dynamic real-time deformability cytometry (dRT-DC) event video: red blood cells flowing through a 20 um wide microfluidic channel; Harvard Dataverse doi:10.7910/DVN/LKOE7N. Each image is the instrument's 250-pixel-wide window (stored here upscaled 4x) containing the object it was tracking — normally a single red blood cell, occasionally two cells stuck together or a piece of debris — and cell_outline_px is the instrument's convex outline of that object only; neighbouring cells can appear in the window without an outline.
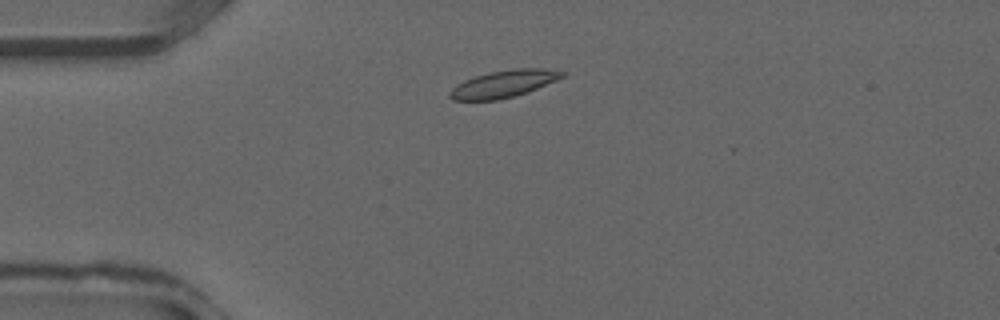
{"species": "common noctule bat (a hibernating species)", "species_latin": "Nyctalus noctula", "temperature_condition": "warm", "stored_images_in_passage": 33, "camera_frame_rate_fps": 3000, "um_per_image_px": 0.085, "animal": {"sex": "male", "forearm_length_mm": 52.5}, "frame": {"image": 1, "passage_image": 5, "time_ms": 1.333, "image_size_px": [1000, 320], "cell_outline_px": [[568, 72], [564, 76], [556, 80], [528, 92], [496, 100], [452, 100], [448, 96], [448, 92], [456, 84], [464, 80], [488, 72], [512, 68], [544, 68]], "centroid_in_image_um": [42.8, 7.11], "position_along_channel_um": 42.2, "area_um2": 17.86}}
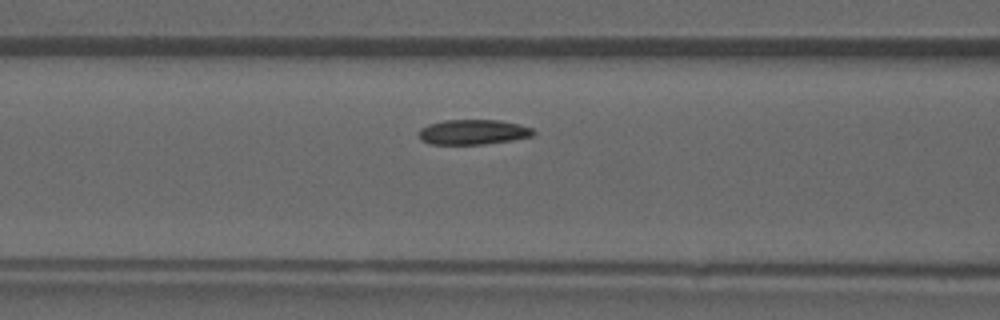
{"frame": {"image": 2, "passage_image": 11, "time_ms": 3.333, "image_size_px": [1000, 320], "cell_outline_px": [[536, 132], [532, 136], [512, 140], [484, 144], [428, 144], [420, 140], [420, 128], [428, 124], [444, 120], [500, 120], [520, 124], [532, 128]], "centroid_in_image_um": [40.22, 11.22], "position_along_channel_um": 126.4, "area_um2": 16.76}}
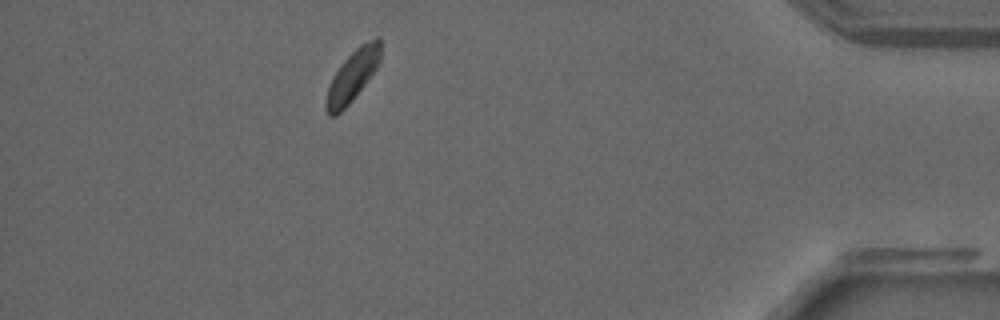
{"frame": {"image": 3, "passage_image": 29, "time_ms": 9.333, "image_size_px": [1000, 320], "cell_outline_px": [[380, 60], [376, 68], [352, 100], [336, 116], [328, 116], [324, 104], [328, 88], [336, 72], [344, 60], [360, 44], [376, 36], [380, 36]], "centroid_in_image_um": [29.96, 6.44], "position_along_channel_um": 405.2, "area_um2": 15.9}}